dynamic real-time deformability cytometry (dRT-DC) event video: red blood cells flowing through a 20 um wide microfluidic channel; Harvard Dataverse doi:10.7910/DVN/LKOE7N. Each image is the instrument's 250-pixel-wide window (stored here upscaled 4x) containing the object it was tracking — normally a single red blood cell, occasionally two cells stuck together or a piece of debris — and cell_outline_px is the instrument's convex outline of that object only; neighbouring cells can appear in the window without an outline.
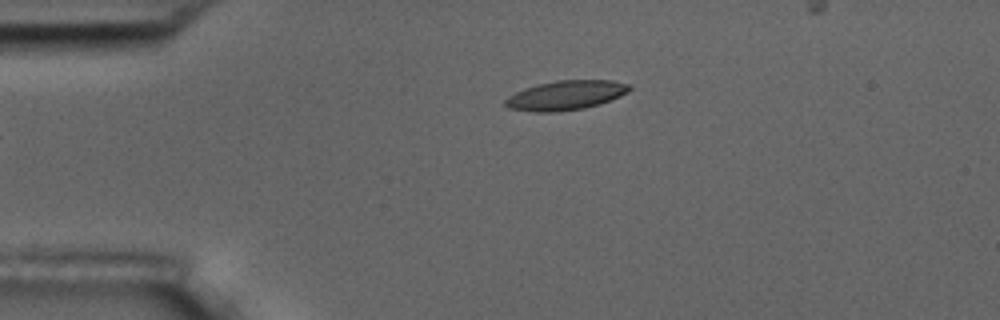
{"species": "common noctule bat (a hibernating species)", "species_latin": "Nyctalus noctula", "temperature_condition": "room temperature", "stored_images_in_passage": 3, "camera_frame_rate_fps": 3000, "um_per_image_px": 0.085, "animal": {"sex": "male", "body_mass_g": 17.5, "forearm_length_mm": 52.3}, "frame": {"image": 1, "passage_image": 3, "time_ms": 2.333, "image_size_px": [1000, 320], "cell_outline_px": [[632, 88], [628, 92], [620, 96], [584, 108], [556, 112], [532, 112], [508, 108], [504, 104], [504, 100], [508, 96], [524, 88], [556, 80], [612, 80], [628, 84]], "centroid_in_image_um": [48.05, 8.1], "position_along_channel_um": 36.9, "area_um2": 21.15}}